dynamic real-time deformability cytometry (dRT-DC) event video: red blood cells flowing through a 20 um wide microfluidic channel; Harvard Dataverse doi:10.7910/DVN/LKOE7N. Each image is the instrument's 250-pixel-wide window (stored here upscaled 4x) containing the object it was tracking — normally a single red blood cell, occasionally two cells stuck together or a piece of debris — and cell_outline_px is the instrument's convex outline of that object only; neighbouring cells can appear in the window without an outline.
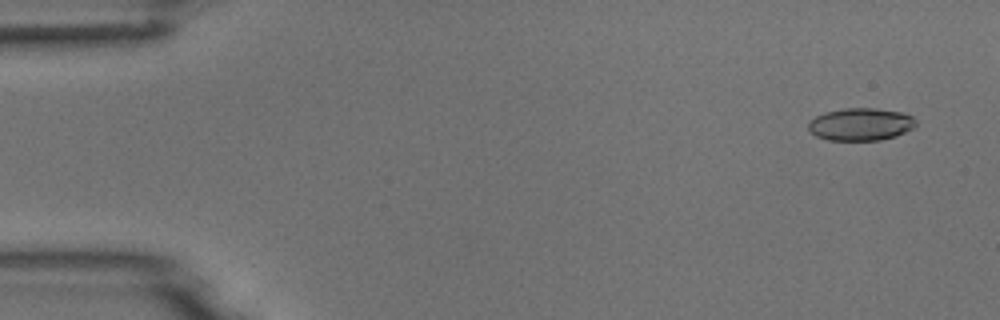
{"species": "common noctule bat (a hibernating species)", "species_latin": "Nyctalus noctula", "temperature_condition": "room temperature", "stored_images_in_passage": 4, "camera_frame_rate_fps": 3000, "um_per_image_px": 0.085, "animal": {"sex": "male", "body_mass_g": 18.8}, "frame": {"image": 1, "passage_image": 1, "time_ms": 0.0, "image_size_px": [1000, 320], "cell_outline_px": [[916, 124], [912, 128], [896, 136], [880, 140], [828, 140], [816, 136], [808, 128], [808, 120], [824, 112], [844, 108], [876, 108], [900, 112], [912, 116], [916, 120]], "centroid_in_image_um": [73.13, 10.56], "position_along_channel_um": 11.9, "area_um2": 20.4}}
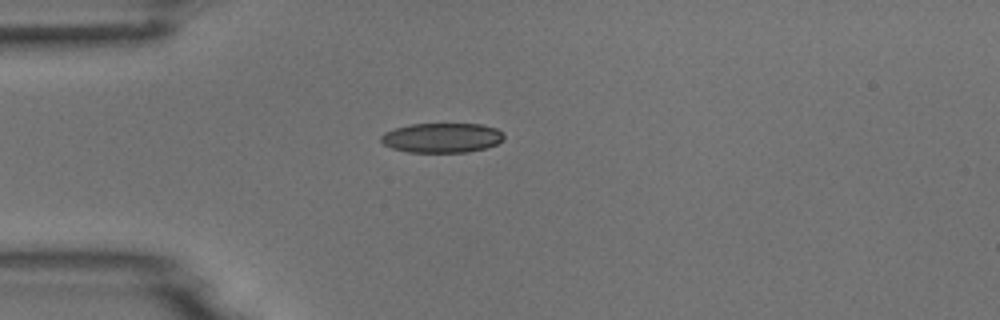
{"frame": {"image": 2, "passage_image": 4, "time_ms": 1.0, "image_size_px": [1000, 320], "cell_outline_px": [[504, 140], [496, 144], [484, 148], [468, 152], [408, 152], [392, 148], [384, 144], [380, 140], [380, 136], [384, 132], [396, 128], [412, 124], [480, 124], [496, 128], [504, 136]], "centroid_in_image_um": [37.55, 11.71], "position_along_channel_um": 47.5, "area_um2": 21.15}}